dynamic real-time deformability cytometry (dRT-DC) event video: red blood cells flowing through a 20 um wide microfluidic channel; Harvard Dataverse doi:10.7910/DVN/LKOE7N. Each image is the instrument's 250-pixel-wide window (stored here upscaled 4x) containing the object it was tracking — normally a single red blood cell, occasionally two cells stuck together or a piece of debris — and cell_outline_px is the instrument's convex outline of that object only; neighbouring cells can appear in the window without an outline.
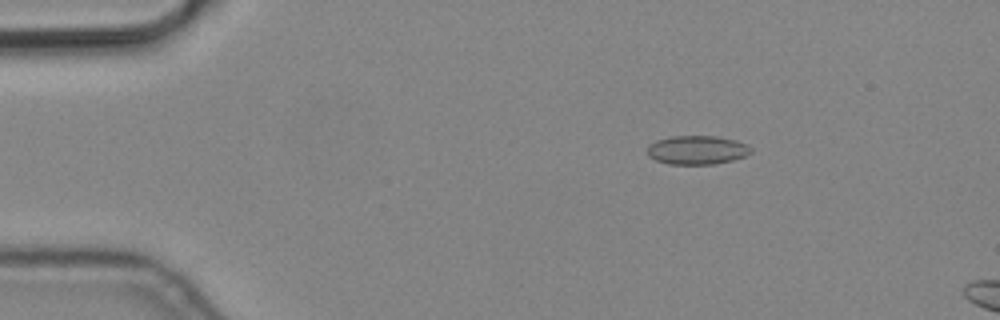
{"species": "common noctule bat (a hibernating species)", "species_latin": "Nyctalus noctula", "temperature_condition": "cold", "stored_images_in_passage": 4, "camera_frame_rate_fps": 3000, "um_per_image_px": 0.085, "animal": {"sex": "male", "body_mass_g": 19.2, "forearm_length_mm": 51.8}, "frame": {"image": 1, "passage_image": 2, "time_ms": 0.333, "image_size_px": [1000, 320], "cell_outline_px": [[752, 152], [744, 156], [732, 160], [712, 164], [668, 164], [656, 160], [648, 156], [648, 144], [656, 140], [672, 136], [716, 136], [736, 140], [748, 144], [752, 148]], "centroid_in_image_um": [59.25, 12.74], "position_along_channel_um": 25.7, "area_um2": 17.46}}